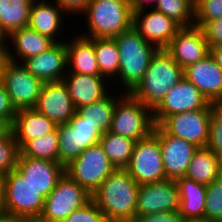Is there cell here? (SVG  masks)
<instances>
[{
    "mask_svg": "<svg viewBox=\"0 0 222 222\" xmlns=\"http://www.w3.org/2000/svg\"><path fill=\"white\" fill-rule=\"evenodd\" d=\"M136 141L107 131L102 134L99 144L109 158L110 163L116 168L125 169L133 154Z\"/></svg>",
    "mask_w": 222,
    "mask_h": 222,
    "instance_id": "f546056e",
    "label": "cell"
},
{
    "mask_svg": "<svg viewBox=\"0 0 222 222\" xmlns=\"http://www.w3.org/2000/svg\"><path fill=\"white\" fill-rule=\"evenodd\" d=\"M175 181L180 198V215L184 220H204L206 185L185 176Z\"/></svg>",
    "mask_w": 222,
    "mask_h": 222,
    "instance_id": "484cf974",
    "label": "cell"
},
{
    "mask_svg": "<svg viewBox=\"0 0 222 222\" xmlns=\"http://www.w3.org/2000/svg\"><path fill=\"white\" fill-rule=\"evenodd\" d=\"M6 40L3 38H0V80L2 77V71L4 63L8 60L7 58V44L5 42Z\"/></svg>",
    "mask_w": 222,
    "mask_h": 222,
    "instance_id": "bcb514c9",
    "label": "cell"
},
{
    "mask_svg": "<svg viewBox=\"0 0 222 222\" xmlns=\"http://www.w3.org/2000/svg\"><path fill=\"white\" fill-rule=\"evenodd\" d=\"M195 0H158L153 8L177 22L181 27L194 25Z\"/></svg>",
    "mask_w": 222,
    "mask_h": 222,
    "instance_id": "836d02e7",
    "label": "cell"
},
{
    "mask_svg": "<svg viewBox=\"0 0 222 222\" xmlns=\"http://www.w3.org/2000/svg\"><path fill=\"white\" fill-rule=\"evenodd\" d=\"M87 18L88 38H114L133 23L129 0H91L83 13Z\"/></svg>",
    "mask_w": 222,
    "mask_h": 222,
    "instance_id": "277c9868",
    "label": "cell"
},
{
    "mask_svg": "<svg viewBox=\"0 0 222 222\" xmlns=\"http://www.w3.org/2000/svg\"><path fill=\"white\" fill-rule=\"evenodd\" d=\"M125 169L139 185L167 179L159 139L153 133L135 143L130 162Z\"/></svg>",
    "mask_w": 222,
    "mask_h": 222,
    "instance_id": "30bf717a",
    "label": "cell"
},
{
    "mask_svg": "<svg viewBox=\"0 0 222 222\" xmlns=\"http://www.w3.org/2000/svg\"><path fill=\"white\" fill-rule=\"evenodd\" d=\"M116 222H137V221L135 220V221H116Z\"/></svg>",
    "mask_w": 222,
    "mask_h": 222,
    "instance_id": "11a10c76",
    "label": "cell"
},
{
    "mask_svg": "<svg viewBox=\"0 0 222 222\" xmlns=\"http://www.w3.org/2000/svg\"><path fill=\"white\" fill-rule=\"evenodd\" d=\"M20 149L13 132L0 138V172L7 175L16 169Z\"/></svg>",
    "mask_w": 222,
    "mask_h": 222,
    "instance_id": "d590c367",
    "label": "cell"
},
{
    "mask_svg": "<svg viewBox=\"0 0 222 222\" xmlns=\"http://www.w3.org/2000/svg\"><path fill=\"white\" fill-rule=\"evenodd\" d=\"M70 126L81 135V153L88 147L99 143L102 133L75 112L69 121Z\"/></svg>",
    "mask_w": 222,
    "mask_h": 222,
    "instance_id": "74e56055",
    "label": "cell"
},
{
    "mask_svg": "<svg viewBox=\"0 0 222 222\" xmlns=\"http://www.w3.org/2000/svg\"><path fill=\"white\" fill-rule=\"evenodd\" d=\"M213 105L184 77L166 93L164 99L153 110V120L155 125H158L166 116L198 109H213Z\"/></svg>",
    "mask_w": 222,
    "mask_h": 222,
    "instance_id": "7c38bea8",
    "label": "cell"
},
{
    "mask_svg": "<svg viewBox=\"0 0 222 222\" xmlns=\"http://www.w3.org/2000/svg\"><path fill=\"white\" fill-rule=\"evenodd\" d=\"M129 1L132 11L134 12L141 9H145L146 7H148V5H150L149 6L150 8L151 6L154 7L158 0H129Z\"/></svg>",
    "mask_w": 222,
    "mask_h": 222,
    "instance_id": "f6af8a7d",
    "label": "cell"
},
{
    "mask_svg": "<svg viewBox=\"0 0 222 222\" xmlns=\"http://www.w3.org/2000/svg\"><path fill=\"white\" fill-rule=\"evenodd\" d=\"M154 126L153 111L126 93L116 103L109 131L137 142L148 137Z\"/></svg>",
    "mask_w": 222,
    "mask_h": 222,
    "instance_id": "5b68a950",
    "label": "cell"
},
{
    "mask_svg": "<svg viewBox=\"0 0 222 222\" xmlns=\"http://www.w3.org/2000/svg\"><path fill=\"white\" fill-rule=\"evenodd\" d=\"M185 177L204 185L219 178L216 154L208 147H198L188 165Z\"/></svg>",
    "mask_w": 222,
    "mask_h": 222,
    "instance_id": "f1b7e54d",
    "label": "cell"
},
{
    "mask_svg": "<svg viewBox=\"0 0 222 222\" xmlns=\"http://www.w3.org/2000/svg\"><path fill=\"white\" fill-rule=\"evenodd\" d=\"M184 77L190 81L210 103L222 101V69L210 54L197 63L184 68Z\"/></svg>",
    "mask_w": 222,
    "mask_h": 222,
    "instance_id": "d6986e66",
    "label": "cell"
},
{
    "mask_svg": "<svg viewBox=\"0 0 222 222\" xmlns=\"http://www.w3.org/2000/svg\"><path fill=\"white\" fill-rule=\"evenodd\" d=\"M12 132V124L4 117H0V138L7 137Z\"/></svg>",
    "mask_w": 222,
    "mask_h": 222,
    "instance_id": "7dc6e473",
    "label": "cell"
},
{
    "mask_svg": "<svg viewBox=\"0 0 222 222\" xmlns=\"http://www.w3.org/2000/svg\"><path fill=\"white\" fill-rule=\"evenodd\" d=\"M5 40L8 42L7 45L10 41L12 43L11 47L6 46L8 60L21 63L27 58L43 53L56 43L50 37L42 35L28 26L13 31Z\"/></svg>",
    "mask_w": 222,
    "mask_h": 222,
    "instance_id": "7402d4cb",
    "label": "cell"
},
{
    "mask_svg": "<svg viewBox=\"0 0 222 222\" xmlns=\"http://www.w3.org/2000/svg\"><path fill=\"white\" fill-rule=\"evenodd\" d=\"M57 128L44 136L27 141L21 148L20 154L35 159H46L58 162Z\"/></svg>",
    "mask_w": 222,
    "mask_h": 222,
    "instance_id": "1f68e13d",
    "label": "cell"
},
{
    "mask_svg": "<svg viewBox=\"0 0 222 222\" xmlns=\"http://www.w3.org/2000/svg\"><path fill=\"white\" fill-rule=\"evenodd\" d=\"M62 222H109L97 204L91 199L84 206L73 211Z\"/></svg>",
    "mask_w": 222,
    "mask_h": 222,
    "instance_id": "f35d334b",
    "label": "cell"
},
{
    "mask_svg": "<svg viewBox=\"0 0 222 222\" xmlns=\"http://www.w3.org/2000/svg\"><path fill=\"white\" fill-rule=\"evenodd\" d=\"M139 184L126 169L116 168L92 194L109 222L135 221Z\"/></svg>",
    "mask_w": 222,
    "mask_h": 222,
    "instance_id": "6da1fadb",
    "label": "cell"
},
{
    "mask_svg": "<svg viewBox=\"0 0 222 222\" xmlns=\"http://www.w3.org/2000/svg\"><path fill=\"white\" fill-rule=\"evenodd\" d=\"M194 25L202 27L206 22L222 17V0H195Z\"/></svg>",
    "mask_w": 222,
    "mask_h": 222,
    "instance_id": "8d00e7d4",
    "label": "cell"
},
{
    "mask_svg": "<svg viewBox=\"0 0 222 222\" xmlns=\"http://www.w3.org/2000/svg\"><path fill=\"white\" fill-rule=\"evenodd\" d=\"M58 162L64 167L81 154V135L69 123L57 125Z\"/></svg>",
    "mask_w": 222,
    "mask_h": 222,
    "instance_id": "d6a6232c",
    "label": "cell"
},
{
    "mask_svg": "<svg viewBox=\"0 0 222 222\" xmlns=\"http://www.w3.org/2000/svg\"><path fill=\"white\" fill-rule=\"evenodd\" d=\"M21 222H45L40 217L23 218Z\"/></svg>",
    "mask_w": 222,
    "mask_h": 222,
    "instance_id": "f5cc1de1",
    "label": "cell"
},
{
    "mask_svg": "<svg viewBox=\"0 0 222 222\" xmlns=\"http://www.w3.org/2000/svg\"><path fill=\"white\" fill-rule=\"evenodd\" d=\"M34 0H0V38L28 26Z\"/></svg>",
    "mask_w": 222,
    "mask_h": 222,
    "instance_id": "4316f807",
    "label": "cell"
},
{
    "mask_svg": "<svg viewBox=\"0 0 222 222\" xmlns=\"http://www.w3.org/2000/svg\"><path fill=\"white\" fill-rule=\"evenodd\" d=\"M114 39L120 53V79L116 81L121 82L125 93H130L143 78L152 57L159 49L143 39L133 26Z\"/></svg>",
    "mask_w": 222,
    "mask_h": 222,
    "instance_id": "3957f363",
    "label": "cell"
},
{
    "mask_svg": "<svg viewBox=\"0 0 222 222\" xmlns=\"http://www.w3.org/2000/svg\"><path fill=\"white\" fill-rule=\"evenodd\" d=\"M91 0H54L61 9L69 14H81L86 11Z\"/></svg>",
    "mask_w": 222,
    "mask_h": 222,
    "instance_id": "ee69618b",
    "label": "cell"
},
{
    "mask_svg": "<svg viewBox=\"0 0 222 222\" xmlns=\"http://www.w3.org/2000/svg\"><path fill=\"white\" fill-rule=\"evenodd\" d=\"M216 157H217L218 171L220 176L222 177V152L216 153Z\"/></svg>",
    "mask_w": 222,
    "mask_h": 222,
    "instance_id": "816d5d0a",
    "label": "cell"
},
{
    "mask_svg": "<svg viewBox=\"0 0 222 222\" xmlns=\"http://www.w3.org/2000/svg\"><path fill=\"white\" fill-rule=\"evenodd\" d=\"M16 112V109L11 103L10 96L0 81V117L6 118L12 124Z\"/></svg>",
    "mask_w": 222,
    "mask_h": 222,
    "instance_id": "7bdbcfd3",
    "label": "cell"
},
{
    "mask_svg": "<svg viewBox=\"0 0 222 222\" xmlns=\"http://www.w3.org/2000/svg\"><path fill=\"white\" fill-rule=\"evenodd\" d=\"M206 207L204 220L222 222V177L206 185Z\"/></svg>",
    "mask_w": 222,
    "mask_h": 222,
    "instance_id": "e575fe53",
    "label": "cell"
},
{
    "mask_svg": "<svg viewBox=\"0 0 222 222\" xmlns=\"http://www.w3.org/2000/svg\"><path fill=\"white\" fill-rule=\"evenodd\" d=\"M209 54L217 65L222 69V46L209 48Z\"/></svg>",
    "mask_w": 222,
    "mask_h": 222,
    "instance_id": "c3c4849f",
    "label": "cell"
},
{
    "mask_svg": "<svg viewBox=\"0 0 222 222\" xmlns=\"http://www.w3.org/2000/svg\"><path fill=\"white\" fill-rule=\"evenodd\" d=\"M145 11L146 8L133 12L132 26L143 39L158 49H166L181 26L155 8L146 14Z\"/></svg>",
    "mask_w": 222,
    "mask_h": 222,
    "instance_id": "9a60e30c",
    "label": "cell"
},
{
    "mask_svg": "<svg viewBox=\"0 0 222 222\" xmlns=\"http://www.w3.org/2000/svg\"><path fill=\"white\" fill-rule=\"evenodd\" d=\"M183 222H207L206 220H184Z\"/></svg>",
    "mask_w": 222,
    "mask_h": 222,
    "instance_id": "db71d44e",
    "label": "cell"
},
{
    "mask_svg": "<svg viewBox=\"0 0 222 222\" xmlns=\"http://www.w3.org/2000/svg\"><path fill=\"white\" fill-rule=\"evenodd\" d=\"M201 28L209 48L222 46V17L206 22Z\"/></svg>",
    "mask_w": 222,
    "mask_h": 222,
    "instance_id": "60d3db41",
    "label": "cell"
},
{
    "mask_svg": "<svg viewBox=\"0 0 222 222\" xmlns=\"http://www.w3.org/2000/svg\"><path fill=\"white\" fill-rule=\"evenodd\" d=\"M34 109L57 125L69 123L76 112L63 80L44 82Z\"/></svg>",
    "mask_w": 222,
    "mask_h": 222,
    "instance_id": "e0dca14e",
    "label": "cell"
},
{
    "mask_svg": "<svg viewBox=\"0 0 222 222\" xmlns=\"http://www.w3.org/2000/svg\"><path fill=\"white\" fill-rule=\"evenodd\" d=\"M27 70L43 82L59 81L67 73L65 42H56L51 48L22 63Z\"/></svg>",
    "mask_w": 222,
    "mask_h": 222,
    "instance_id": "ffe728a7",
    "label": "cell"
},
{
    "mask_svg": "<svg viewBox=\"0 0 222 222\" xmlns=\"http://www.w3.org/2000/svg\"><path fill=\"white\" fill-rule=\"evenodd\" d=\"M165 50L183 69L209 55L202 28L196 25L181 27Z\"/></svg>",
    "mask_w": 222,
    "mask_h": 222,
    "instance_id": "2e32d148",
    "label": "cell"
},
{
    "mask_svg": "<svg viewBox=\"0 0 222 222\" xmlns=\"http://www.w3.org/2000/svg\"><path fill=\"white\" fill-rule=\"evenodd\" d=\"M183 78L184 69L165 49H159L152 57L143 78L129 94L153 111L166 93Z\"/></svg>",
    "mask_w": 222,
    "mask_h": 222,
    "instance_id": "7a4b0ae2",
    "label": "cell"
},
{
    "mask_svg": "<svg viewBox=\"0 0 222 222\" xmlns=\"http://www.w3.org/2000/svg\"><path fill=\"white\" fill-rule=\"evenodd\" d=\"M18 63L7 60L4 63L0 81L16 111L33 109L37 104L44 82L32 75L22 63Z\"/></svg>",
    "mask_w": 222,
    "mask_h": 222,
    "instance_id": "9c48e42d",
    "label": "cell"
},
{
    "mask_svg": "<svg viewBox=\"0 0 222 222\" xmlns=\"http://www.w3.org/2000/svg\"><path fill=\"white\" fill-rule=\"evenodd\" d=\"M158 139L167 179L184 177L194 152L198 147L182 138L167 134L159 125L152 132Z\"/></svg>",
    "mask_w": 222,
    "mask_h": 222,
    "instance_id": "5bb4252c",
    "label": "cell"
},
{
    "mask_svg": "<svg viewBox=\"0 0 222 222\" xmlns=\"http://www.w3.org/2000/svg\"><path fill=\"white\" fill-rule=\"evenodd\" d=\"M67 49V73L101 76L94 50V38L82 35L65 41Z\"/></svg>",
    "mask_w": 222,
    "mask_h": 222,
    "instance_id": "603a6c76",
    "label": "cell"
},
{
    "mask_svg": "<svg viewBox=\"0 0 222 222\" xmlns=\"http://www.w3.org/2000/svg\"><path fill=\"white\" fill-rule=\"evenodd\" d=\"M22 217L15 216L0 210V222H21Z\"/></svg>",
    "mask_w": 222,
    "mask_h": 222,
    "instance_id": "681fc988",
    "label": "cell"
},
{
    "mask_svg": "<svg viewBox=\"0 0 222 222\" xmlns=\"http://www.w3.org/2000/svg\"><path fill=\"white\" fill-rule=\"evenodd\" d=\"M218 105L222 108V101Z\"/></svg>",
    "mask_w": 222,
    "mask_h": 222,
    "instance_id": "9f6ffc18",
    "label": "cell"
},
{
    "mask_svg": "<svg viewBox=\"0 0 222 222\" xmlns=\"http://www.w3.org/2000/svg\"><path fill=\"white\" fill-rule=\"evenodd\" d=\"M44 203L45 197L16 169L6 175L1 211L23 218L40 217Z\"/></svg>",
    "mask_w": 222,
    "mask_h": 222,
    "instance_id": "52a82bcc",
    "label": "cell"
},
{
    "mask_svg": "<svg viewBox=\"0 0 222 222\" xmlns=\"http://www.w3.org/2000/svg\"><path fill=\"white\" fill-rule=\"evenodd\" d=\"M207 147L215 154L222 152V108L216 104L211 113Z\"/></svg>",
    "mask_w": 222,
    "mask_h": 222,
    "instance_id": "ab89813d",
    "label": "cell"
},
{
    "mask_svg": "<svg viewBox=\"0 0 222 222\" xmlns=\"http://www.w3.org/2000/svg\"><path fill=\"white\" fill-rule=\"evenodd\" d=\"M114 170L115 167L99 143L86 148L65 166V173L91 195Z\"/></svg>",
    "mask_w": 222,
    "mask_h": 222,
    "instance_id": "8992f818",
    "label": "cell"
},
{
    "mask_svg": "<svg viewBox=\"0 0 222 222\" xmlns=\"http://www.w3.org/2000/svg\"><path fill=\"white\" fill-rule=\"evenodd\" d=\"M180 198L175 180L143 184L139 186L136 206V221L144 215L179 211Z\"/></svg>",
    "mask_w": 222,
    "mask_h": 222,
    "instance_id": "4fadbf2b",
    "label": "cell"
},
{
    "mask_svg": "<svg viewBox=\"0 0 222 222\" xmlns=\"http://www.w3.org/2000/svg\"><path fill=\"white\" fill-rule=\"evenodd\" d=\"M212 110L176 113L166 116L158 125L169 135L182 138L197 147H207Z\"/></svg>",
    "mask_w": 222,
    "mask_h": 222,
    "instance_id": "8fae6325",
    "label": "cell"
},
{
    "mask_svg": "<svg viewBox=\"0 0 222 222\" xmlns=\"http://www.w3.org/2000/svg\"><path fill=\"white\" fill-rule=\"evenodd\" d=\"M16 170L45 198L65 173V167L57 161L23 155L18 157Z\"/></svg>",
    "mask_w": 222,
    "mask_h": 222,
    "instance_id": "ac0fdd59",
    "label": "cell"
},
{
    "mask_svg": "<svg viewBox=\"0 0 222 222\" xmlns=\"http://www.w3.org/2000/svg\"><path fill=\"white\" fill-rule=\"evenodd\" d=\"M57 124L33 109H21L16 112L12 123V132L19 149L29 140L53 132Z\"/></svg>",
    "mask_w": 222,
    "mask_h": 222,
    "instance_id": "d4e9b609",
    "label": "cell"
},
{
    "mask_svg": "<svg viewBox=\"0 0 222 222\" xmlns=\"http://www.w3.org/2000/svg\"><path fill=\"white\" fill-rule=\"evenodd\" d=\"M125 94L126 93H122V95L117 99L114 97V93L113 95L109 93L101 100L78 108L76 112L84 119V121L93 125L94 128H97L103 134L109 131L116 103Z\"/></svg>",
    "mask_w": 222,
    "mask_h": 222,
    "instance_id": "83f0119b",
    "label": "cell"
},
{
    "mask_svg": "<svg viewBox=\"0 0 222 222\" xmlns=\"http://www.w3.org/2000/svg\"><path fill=\"white\" fill-rule=\"evenodd\" d=\"M62 15L64 16L65 12L56 3L53 4V1L34 0L30 9L28 27L55 42H64L58 39V34L64 25Z\"/></svg>",
    "mask_w": 222,
    "mask_h": 222,
    "instance_id": "cb8c5ba5",
    "label": "cell"
},
{
    "mask_svg": "<svg viewBox=\"0 0 222 222\" xmlns=\"http://www.w3.org/2000/svg\"><path fill=\"white\" fill-rule=\"evenodd\" d=\"M184 219L180 215L179 211H166L147 214L141 216L137 222H183Z\"/></svg>",
    "mask_w": 222,
    "mask_h": 222,
    "instance_id": "b9f144b4",
    "label": "cell"
},
{
    "mask_svg": "<svg viewBox=\"0 0 222 222\" xmlns=\"http://www.w3.org/2000/svg\"><path fill=\"white\" fill-rule=\"evenodd\" d=\"M62 80L76 110L103 99L110 92L106 87L109 85L104 83L109 79L103 76L66 73Z\"/></svg>",
    "mask_w": 222,
    "mask_h": 222,
    "instance_id": "44dd1931",
    "label": "cell"
},
{
    "mask_svg": "<svg viewBox=\"0 0 222 222\" xmlns=\"http://www.w3.org/2000/svg\"><path fill=\"white\" fill-rule=\"evenodd\" d=\"M94 50L101 76L118 78L120 53L114 38H94ZM109 77V78H108Z\"/></svg>",
    "mask_w": 222,
    "mask_h": 222,
    "instance_id": "4dcf8cb0",
    "label": "cell"
},
{
    "mask_svg": "<svg viewBox=\"0 0 222 222\" xmlns=\"http://www.w3.org/2000/svg\"><path fill=\"white\" fill-rule=\"evenodd\" d=\"M91 199V194L64 173L55 188L45 198L40 218L45 222H62Z\"/></svg>",
    "mask_w": 222,
    "mask_h": 222,
    "instance_id": "ba28073f",
    "label": "cell"
},
{
    "mask_svg": "<svg viewBox=\"0 0 222 222\" xmlns=\"http://www.w3.org/2000/svg\"><path fill=\"white\" fill-rule=\"evenodd\" d=\"M5 177L6 175L0 172V209L4 202Z\"/></svg>",
    "mask_w": 222,
    "mask_h": 222,
    "instance_id": "f907efd6",
    "label": "cell"
}]
</instances>
